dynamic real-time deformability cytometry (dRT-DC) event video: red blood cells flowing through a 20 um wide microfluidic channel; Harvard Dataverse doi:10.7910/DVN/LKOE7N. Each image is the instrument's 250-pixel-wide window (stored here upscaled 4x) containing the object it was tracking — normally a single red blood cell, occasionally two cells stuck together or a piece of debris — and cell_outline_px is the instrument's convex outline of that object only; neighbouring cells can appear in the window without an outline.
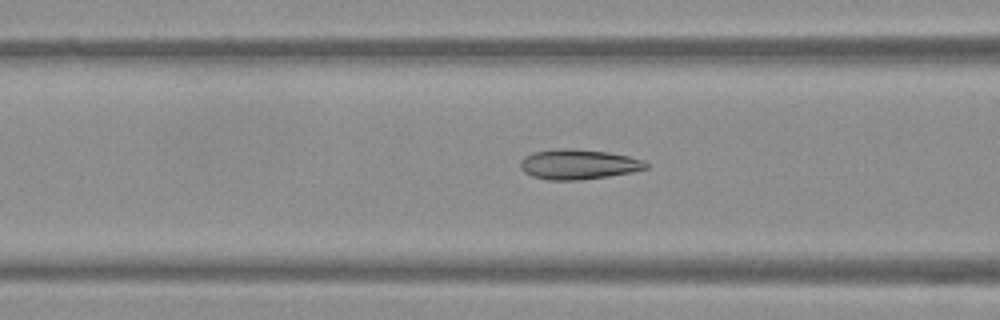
{"species": "Egyptian fruit bat (a non-hibernating species)", "species_latin": "Rousettus aegyptiacus", "temperature_condition": "warm", "stored_images_in_passage": 53, "camera_frame_rate_fps": 3000, "um_per_image_px": 0.085, "frame": {"image": 1, "passage_image": 21, "time_ms": 6.667, "image_size_px": [1000, 320], "cell_outline_px": [[648, 168], [632, 172], [608, 176], [580, 180], [548, 180], [532, 176], [524, 172], [520, 168], [520, 160], [524, 156], [532, 152], [556, 148], [572, 148], [608, 152], [628, 156], [644, 160], [648, 164]], "centroid_in_image_um": [49.14, 13.96], "position_along_channel_um": 117.5, "area_um2": 22.2}}
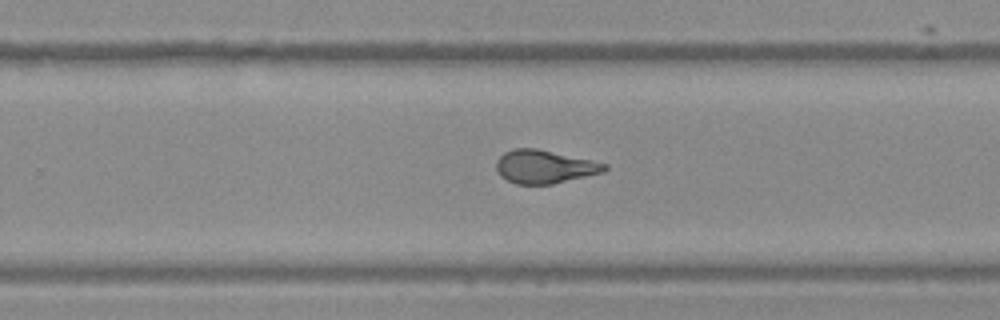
{"frame": {"image": 2, "passage_image": 34, "time_ms": 11.0, "image_size_px": [1000, 320], "cell_outline_px": [[608, 168], [604, 172], [552, 184], [516, 184], [500, 176], [496, 172], [496, 160], [504, 152], [512, 148], [536, 148], [608, 164]], "centroid_in_image_um": [46.25, 14.17], "position_along_channel_um": 283.6, "area_um2": 20.98}}
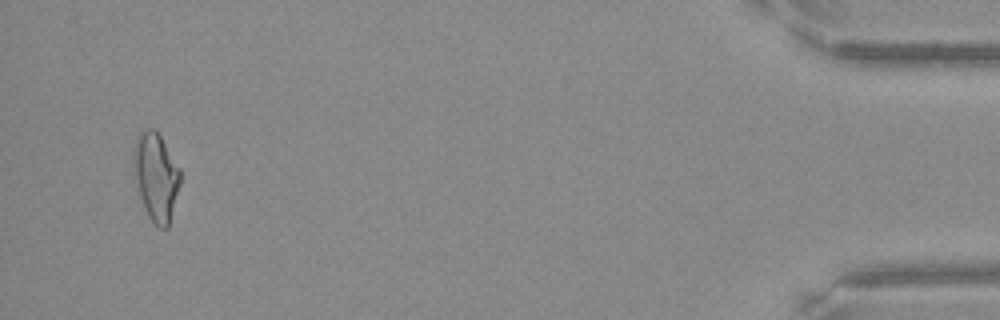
{"frame": {"image": 3, "passage_image": 51, "time_ms": 16.667, "image_size_px": [1000, 320], "cell_outline_px": [[180, 184], [168, 228], [160, 228], [148, 216], [136, 188], [132, 172], [132, 156], [136, 136], [140, 132], [148, 128], [152, 128], [160, 136], [180, 168]], "centroid_in_image_um": [13.22, 15.0], "position_along_channel_um": 422.0, "area_um2": 24.1}, "authors_computed_cell_mechanics": {"area_um2": 22.0796, "velocity_mm_per_s": 3.8311, "shape_relaxation_time_tau1_ms": 10.6615, "shape_relaxation_time_tau2_ms": 1.1029, "deformation_change_tau1": 0.2453, "deformation_change_tau2": 0.0867}}